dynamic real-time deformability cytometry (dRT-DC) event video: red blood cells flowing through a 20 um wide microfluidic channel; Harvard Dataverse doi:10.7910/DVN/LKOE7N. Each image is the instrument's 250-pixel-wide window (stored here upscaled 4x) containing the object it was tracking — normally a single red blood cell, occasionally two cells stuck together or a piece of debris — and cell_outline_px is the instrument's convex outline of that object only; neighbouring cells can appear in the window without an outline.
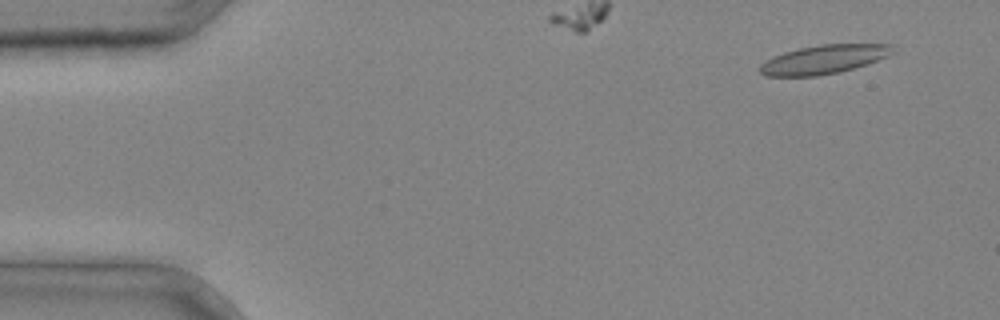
{"species": "common noctule bat (a hibernating species)", "species_latin": "Nyctalus noctula", "temperature_condition": "cold", "stored_images_in_passage": 3, "camera_frame_rate_fps": 3000, "um_per_image_px": 0.085, "animal": {"sex": "male", "body_mass_g": 20.4}, "frame": {"image": 1, "passage_image": 1, "time_ms": 0.0, "image_size_px": [1000, 320], "cell_outline_px": [[896, 52], [888, 56], [868, 64], [840, 72], [816, 76], [764, 76], [760, 72], [760, 64], [784, 52], [800, 48], [820, 44], [896, 44]], "centroid_in_image_um": [70.11, 5.04], "position_along_channel_um": 14.9, "area_um2": 22.43}}
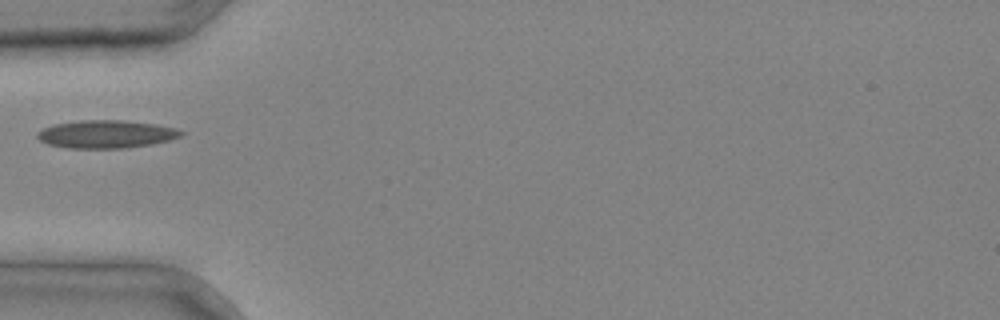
{"frame": {"image": 2, "passage_image": 3, "time_ms": 0.667, "image_size_px": [1000, 320], "cell_outline_px": [[184, 132], [180, 136], [168, 140], [152, 144], [124, 148], [68, 148], [48, 144], [40, 140], [36, 136], [36, 132], [52, 124], [80, 120], [124, 120], [156, 124], [176, 128]], "centroid_in_image_um": [8.99, 11.39], "position_along_channel_um": 76.0, "area_um2": 23.41}}